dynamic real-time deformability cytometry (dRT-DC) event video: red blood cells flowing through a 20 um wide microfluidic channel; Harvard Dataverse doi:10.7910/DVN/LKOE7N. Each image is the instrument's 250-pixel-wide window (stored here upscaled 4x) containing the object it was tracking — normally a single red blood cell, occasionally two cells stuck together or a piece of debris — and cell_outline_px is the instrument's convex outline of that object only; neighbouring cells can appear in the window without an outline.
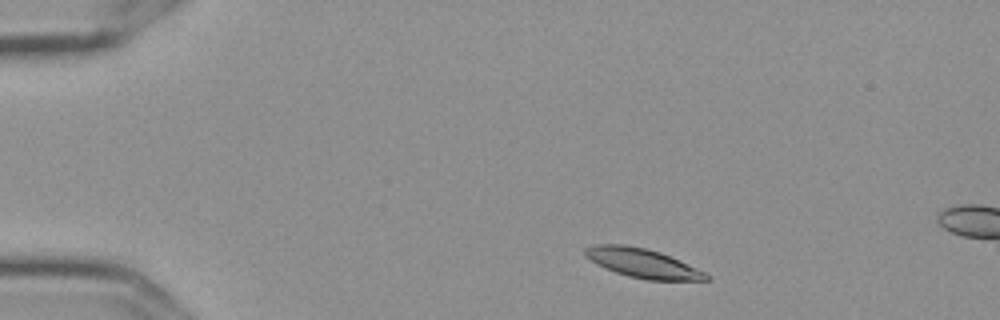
{"species": "Egyptian fruit bat (a non-hibernating species)", "species_latin": "Rousettus aegyptiacus", "temperature_condition": "cold", "stored_images_in_passage": 8, "camera_frame_rate_fps": 3000, "um_per_image_px": 0.085, "frame": {"image": 1, "passage_image": 1, "time_ms": 0.0, "image_size_px": [1000, 320], "cell_outline_px": [[712, 280], [644, 280], [628, 276], [604, 268], [596, 264], [584, 256], [584, 248], [592, 244], [624, 244], [644, 248], [660, 252], [680, 260], [712, 276]], "centroid_in_image_um": [54.59, 22.36], "position_along_channel_um": 30.4, "area_um2": 20.75}}